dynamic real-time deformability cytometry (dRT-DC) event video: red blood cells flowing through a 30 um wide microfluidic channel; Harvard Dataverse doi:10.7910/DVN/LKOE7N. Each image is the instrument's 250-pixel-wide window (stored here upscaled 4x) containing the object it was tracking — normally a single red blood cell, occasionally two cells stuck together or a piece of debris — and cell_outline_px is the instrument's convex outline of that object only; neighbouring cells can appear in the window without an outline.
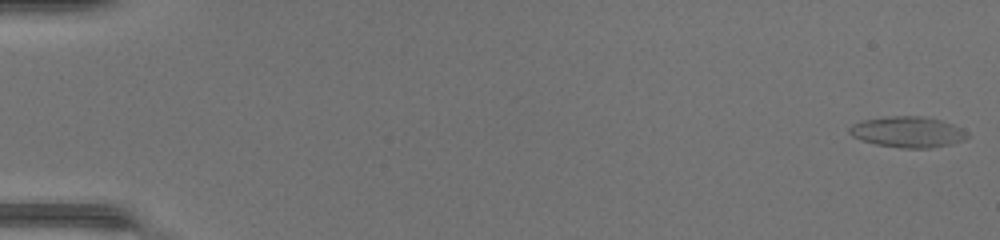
{"species": "common noctule bat (a hibernating species)", "species_latin": "Nyctalus noctula", "temperature_condition": "warm", "stored_images_in_passage": 50, "camera_frame_rate_fps": 3000, "um_per_image_px": 0.085, "animal": {"sex": "female", "body_mass_g": 17.0, "forearm_length_mm": 48.0}, "frame": {"image": 1, "passage_image": 1, "time_ms": 0.0, "image_size_px": [1000, 240], "cell_outline_px": [[968, 136], [964, 140], [952, 144], [928, 148], [904, 148], [876, 144], [852, 136], [848, 132], [848, 128], [852, 124], [864, 120], [888, 116], [920, 116], [940, 120], [952, 124], [968, 132]], "centroid_in_image_um": [77.16, 11.22], "position_along_channel_um": 7.8, "area_um2": 21.04}}
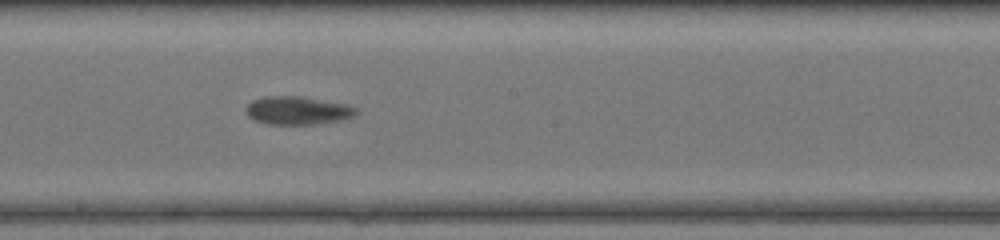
{"frame": {"image": 2, "passage_image": 29, "time_ms": 9.333, "image_size_px": [1000, 240], "cell_outline_px": [[360, 112], [352, 116], [340, 120], [316, 124], [268, 124], [252, 120], [248, 116], [248, 104], [252, 100], [264, 96], [300, 96], [344, 104], [356, 108]], "centroid_in_image_um": [25.28, 9.39], "position_along_channel_um": 222.9, "area_um2": 17.92}}
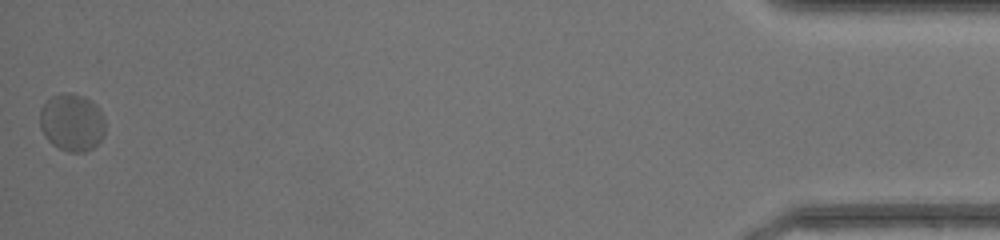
{"frame": {"image": 3, "passage_image": 50, "time_ms": 16.333, "image_size_px": [1000, 240], "cell_outline_px": [[104, 136], [92, 148], [84, 152], [68, 152], [52, 144], [48, 140], [40, 128], [40, 108], [52, 96], [68, 92], [72, 92], [84, 96], [92, 100], [100, 108], [104, 116]], "centroid_in_image_um": [6.13, 10.39], "position_along_channel_um": 429.1, "area_um2": 22.08}, "authors_computed_cell_mechanics": {"area_um2": 19.0451, "velocity_mm_per_s": 4.2511, "shape_relaxation_time_tau1_ms": 6.2418, "shape_relaxation_time_tau2_ms": 0.9575, "deformation_change_tau1": 0.1631, "deformation_change_tau2": 0.0428}}